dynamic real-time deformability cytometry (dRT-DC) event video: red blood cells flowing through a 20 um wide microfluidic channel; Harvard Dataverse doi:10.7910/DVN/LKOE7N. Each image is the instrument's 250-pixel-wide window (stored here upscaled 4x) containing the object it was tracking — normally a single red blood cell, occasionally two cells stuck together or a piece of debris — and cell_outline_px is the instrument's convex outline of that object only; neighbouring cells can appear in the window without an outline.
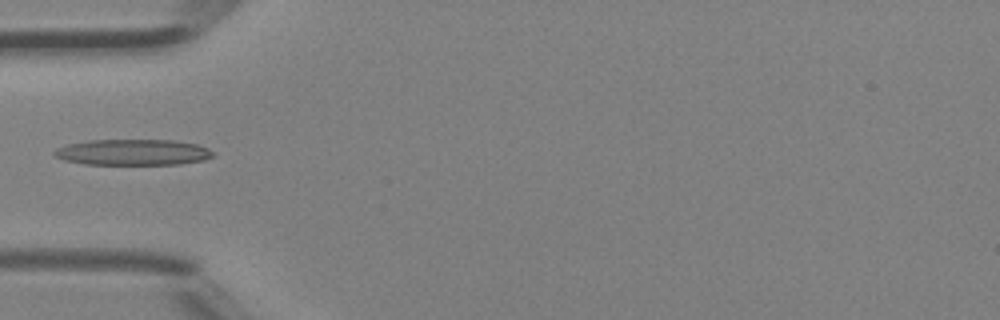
{"species": "Egyptian fruit bat (a non-hibernating species)", "species_latin": "Rousettus aegyptiacus", "temperature_condition": "room temperature", "stored_images_in_passage": 4, "camera_frame_rate_fps": 3000, "um_per_image_px": 0.085, "animal": {"sex": "female"}, "frame": {"image": 1, "passage_image": 4, "time_ms": 1.0, "image_size_px": [1000, 320], "cell_outline_px": [[212, 156], [204, 160], [180, 164], [84, 164], [64, 160], [56, 156], [52, 152], [56, 148], [68, 144], [88, 140], [172, 140], [196, 144], [208, 148], [212, 152]], "centroid_in_image_um": [11.27, 12.94], "position_along_channel_um": 73.7, "area_um2": 23.87}}